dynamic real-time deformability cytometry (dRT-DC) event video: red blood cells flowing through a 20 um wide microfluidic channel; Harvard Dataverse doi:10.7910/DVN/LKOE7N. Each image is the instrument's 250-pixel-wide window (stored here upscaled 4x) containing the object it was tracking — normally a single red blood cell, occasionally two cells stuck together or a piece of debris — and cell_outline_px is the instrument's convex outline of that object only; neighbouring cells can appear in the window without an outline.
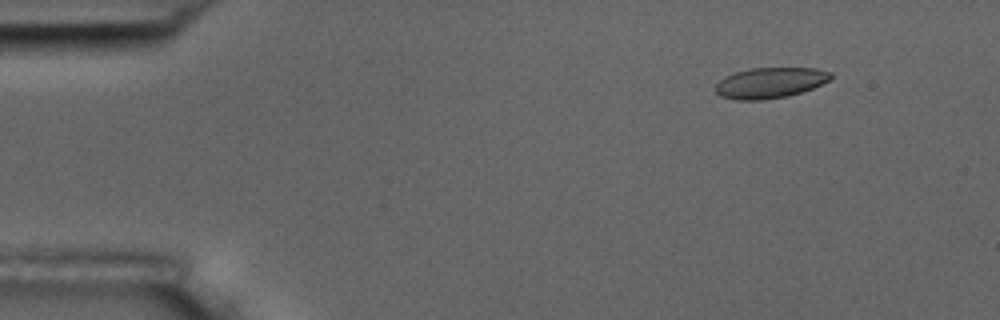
{"species": "common noctule bat (a hibernating species)", "species_latin": "Nyctalus noctula", "temperature_condition": "room temperature", "stored_images_in_passage": 55, "camera_frame_rate_fps": 3000, "um_per_image_px": 0.085, "animal": {"sex": "male", "body_mass_g": 17.5, "forearm_length_mm": 52.3}, "frame": {"image": 1, "passage_image": 7, "time_ms": 2.0, "image_size_px": [1000, 320], "cell_outline_px": [[832, 76], [828, 80], [812, 88], [788, 96], [760, 100], [736, 100], [720, 96], [716, 92], [716, 84], [720, 80], [736, 72], [752, 68], [816, 68], [832, 72]], "centroid_in_image_um": [65.46, 7.04], "position_along_channel_um": 19.5, "area_um2": 20.35}}
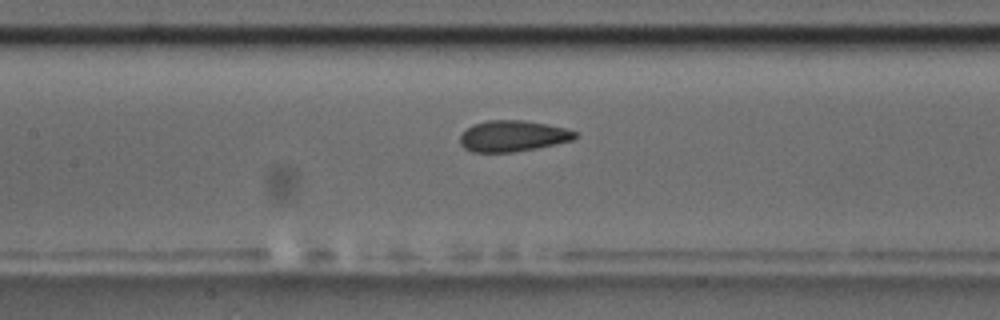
{"frame": {"image": 2, "passage_image": 26, "time_ms": 8.333, "image_size_px": [1000, 320], "cell_outline_px": [[576, 136], [572, 140], [556, 144], [536, 148], [512, 152], [472, 152], [464, 148], [460, 144], [460, 136], [472, 124], [488, 120], [524, 120], [548, 124], [564, 128], [576, 132]], "centroid_in_image_um": [43.56, 11.56], "position_along_channel_um": 163.8, "area_um2": 20.75}}
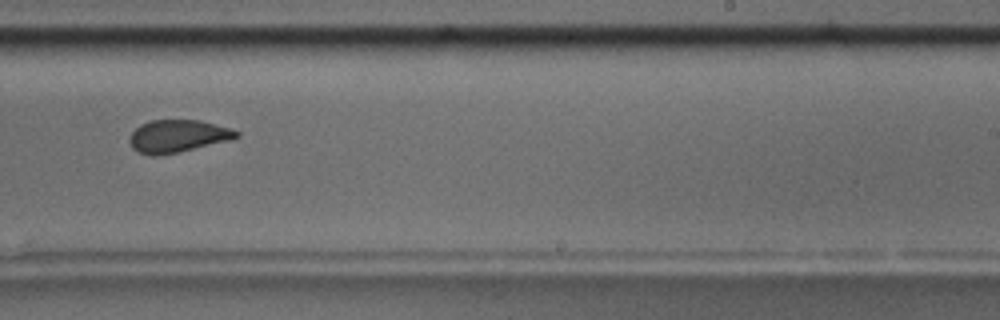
{"frame": {"image": 3, "passage_image": 35, "time_ms": 11.333, "image_size_px": [1000, 320], "cell_outline_px": [[240, 136], [232, 140], [176, 152], [156, 156], [152, 156], [136, 152], [132, 148], [128, 140], [128, 136], [140, 124], [152, 120], [200, 120], [232, 128], [240, 132]], "centroid_in_image_um": [15.1, 11.57], "position_along_channel_um": 273.9, "area_um2": 20.46}, "authors_computed_cell_mechanics": {"area_um2": 20.9236, "velocity_mm_per_s": 3.6882, "shape_relaxation_time_tau1_ms": 10.76, "shape_relaxation_time_tau2_ms": 0.924, "deformation_change_tau1": 0.1964, "deformation_change_tau2": 0.061}}